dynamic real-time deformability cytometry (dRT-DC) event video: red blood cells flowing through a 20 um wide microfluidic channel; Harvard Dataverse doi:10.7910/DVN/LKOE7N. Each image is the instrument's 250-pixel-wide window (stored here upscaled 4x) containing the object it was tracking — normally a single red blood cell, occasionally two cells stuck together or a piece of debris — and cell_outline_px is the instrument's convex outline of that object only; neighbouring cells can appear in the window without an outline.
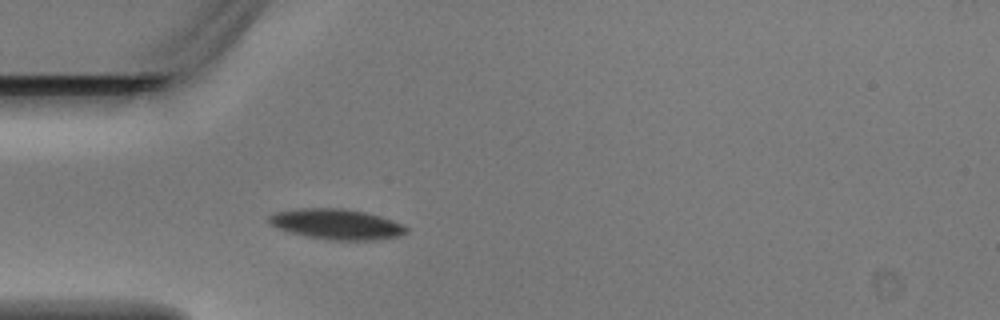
{"species": "Egyptian fruit bat (a non-hibernating species)", "species_latin": "Rousettus aegyptiacus", "temperature_condition": "warm", "stored_images_in_passage": 3, "camera_frame_rate_fps": 3000, "um_per_image_px": 0.085, "animal": {"sex": "male"}, "frame": {"image": 1, "passage_image": 3, "time_ms": 0.667, "image_size_px": [1000, 320], "cell_outline_px": [[408, 232], [396, 236], [372, 240], [328, 240], [304, 236], [288, 232], [276, 228], [268, 220], [268, 216], [276, 212], [300, 208], [344, 208], [364, 212], [380, 216], [392, 220], [408, 228]], "centroid_in_image_um": [28.56, 19.05], "position_along_channel_um": 56.4, "area_um2": 24.28}}